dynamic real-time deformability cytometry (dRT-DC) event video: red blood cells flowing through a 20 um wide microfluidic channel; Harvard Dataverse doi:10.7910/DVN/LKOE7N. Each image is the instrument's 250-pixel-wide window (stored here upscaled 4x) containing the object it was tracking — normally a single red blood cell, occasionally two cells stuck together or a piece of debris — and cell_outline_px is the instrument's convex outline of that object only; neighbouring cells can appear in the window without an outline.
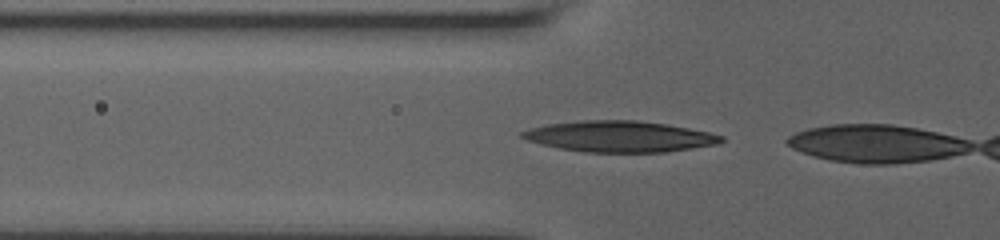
{"species": "human", "species_latin": "Homo sapiens", "temperature_condition": "room temperature", "stored_images_in_passage": 5, "camera_frame_rate_fps": 3000, "um_per_image_px": 0.085, "donor": {"sex": "male"}, "frame": {"image": 1, "passage_image": 4, "time_ms": 1.0, "image_size_px": [1000, 240], "cell_outline_px": [[724, 140], [720, 144], [664, 152], [588, 152], [560, 148], [540, 144], [528, 140], [520, 136], [520, 132], [532, 128], [548, 124], [580, 120], [636, 120], [668, 124], [708, 132], [724, 136]], "centroid_in_image_um": [52.69, 11.6], "position_along_channel_um": 73.1, "area_um2": 35.89}}